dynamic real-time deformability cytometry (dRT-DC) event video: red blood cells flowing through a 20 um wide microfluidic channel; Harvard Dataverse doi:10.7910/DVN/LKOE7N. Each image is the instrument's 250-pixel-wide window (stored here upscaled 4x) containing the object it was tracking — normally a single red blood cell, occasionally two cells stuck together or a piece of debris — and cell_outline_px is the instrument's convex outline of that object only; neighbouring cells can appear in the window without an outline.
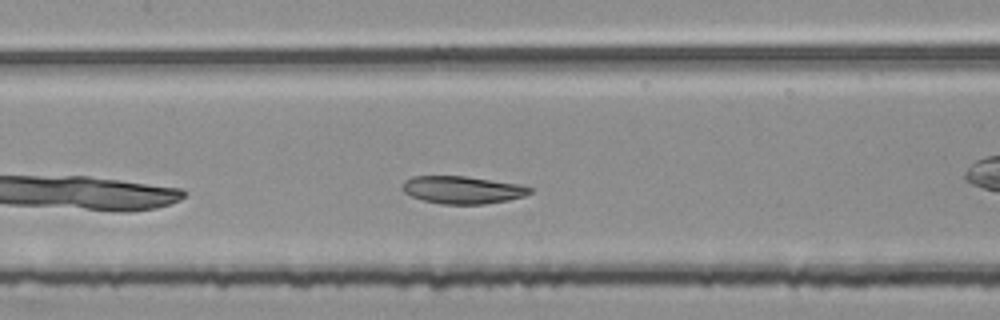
{"species": "common noctule bat (a hibernating species)", "species_latin": "Nyctalus noctula", "temperature_condition": "room temperature", "stored_images_in_passage": 32, "camera_frame_rate_fps": 3000, "um_per_image_px": 0.085, "animal": {"sex": "female", "body_mass_g": 25.1}, "frame": {"image": 1, "passage_image": 11, "time_ms": 3.333, "image_size_px": [1000, 320], "cell_outline_px": [[532, 192], [524, 196], [508, 200], [484, 204], [440, 204], [424, 200], [412, 196], [404, 192], [400, 188], [404, 180], [412, 176], [468, 176], [516, 184], [532, 188]], "centroid_in_image_um": [39.27, 16.13], "position_along_channel_um": 168.1, "area_um2": 20.46}}
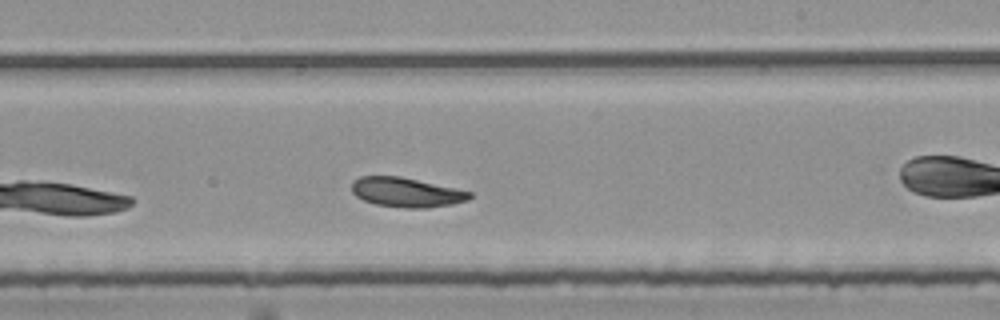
{"frame": {"image": 2, "passage_image": 18, "time_ms": 5.667, "image_size_px": [1000, 320], "cell_outline_px": [[472, 196], [468, 200], [452, 204], [428, 208], [404, 208], [376, 204], [364, 200], [356, 196], [352, 192], [352, 180], [360, 176], [400, 176], [472, 192]], "centroid_in_image_um": [34.52, 16.35], "position_along_channel_um": 254.5, "area_um2": 20.23}}
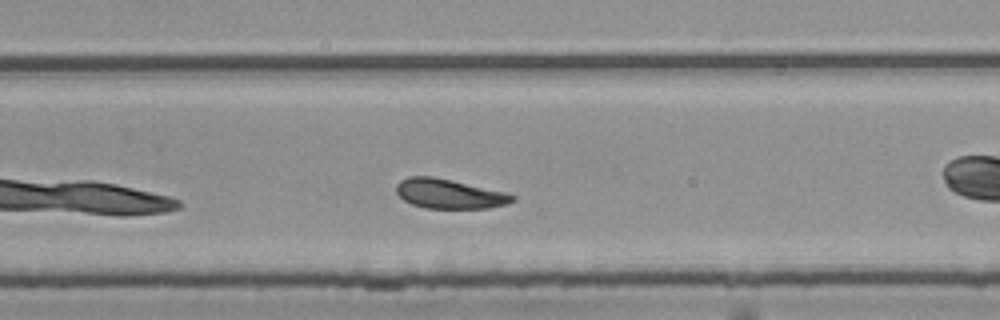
{"frame": {"image": 3, "passage_image": 21, "time_ms": 6.667, "image_size_px": [1000, 320], "cell_outline_px": [[516, 200], [508, 204], [488, 208], [424, 208], [412, 204], [404, 200], [396, 192], [396, 184], [400, 180], [408, 176], [432, 176], [452, 180], [508, 192], [516, 196]], "centroid_in_image_um": [38.22, 16.47], "position_along_channel_um": 291.6, "area_um2": 20.23}, "authors_computed_cell_mechanics": {"area_um2": 21.097, "velocity_mm_per_s": 3.7154, "shape_relaxation_time_tau1_ms": null, "shape_relaxation_time_tau2_ms": 3.7354, "deformation_change_tau1": null, "deformation_change_tau2": 0.0855}}